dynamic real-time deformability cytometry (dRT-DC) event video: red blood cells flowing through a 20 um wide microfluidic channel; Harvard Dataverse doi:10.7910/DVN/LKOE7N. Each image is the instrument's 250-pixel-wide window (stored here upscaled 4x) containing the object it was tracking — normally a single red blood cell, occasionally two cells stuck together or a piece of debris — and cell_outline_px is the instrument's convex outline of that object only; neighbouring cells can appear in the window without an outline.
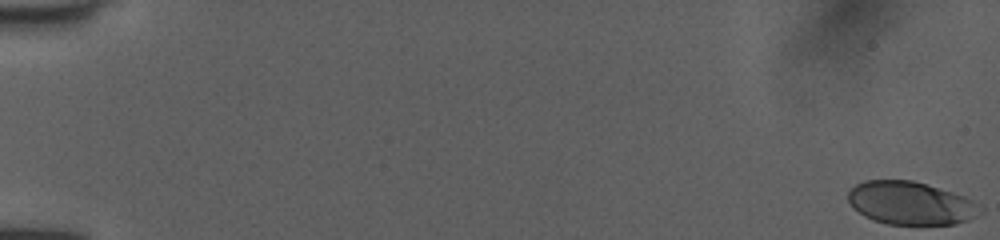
{"species": "human", "species_latin": "Homo sapiens", "temperature_condition": "room temperature", "stored_images_in_passage": 52, "camera_frame_rate_fps": 3000, "um_per_image_px": 0.085, "donor": {"sex": "female"}, "frame": {"image": 1, "passage_image": 1, "time_ms": 0.0, "image_size_px": [1000, 240], "cell_outline_px": [[984, 212], [968, 220], [956, 224], [888, 224], [872, 220], [864, 216], [852, 208], [848, 200], [848, 192], [856, 184], [864, 180], [912, 180], [952, 192], [964, 196], [972, 200]], "centroid_in_image_um": [77.37, 17.27], "position_along_channel_um": 7.6, "area_um2": 33.12}}
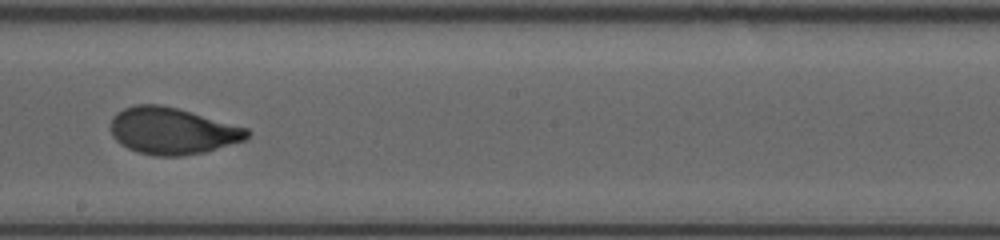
{"frame": {"image": 2, "passage_image": 32, "time_ms": 10.333, "image_size_px": [1000, 240], "cell_outline_px": [[252, 132], [244, 140], [204, 152], [180, 156], [156, 156], [136, 152], [120, 144], [112, 136], [112, 116], [116, 112], [132, 104], [160, 104], [176, 108], [248, 128]], "centroid_in_image_um": [14.62, 11.12], "position_along_channel_um": 233.6, "area_um2": 37.05}}
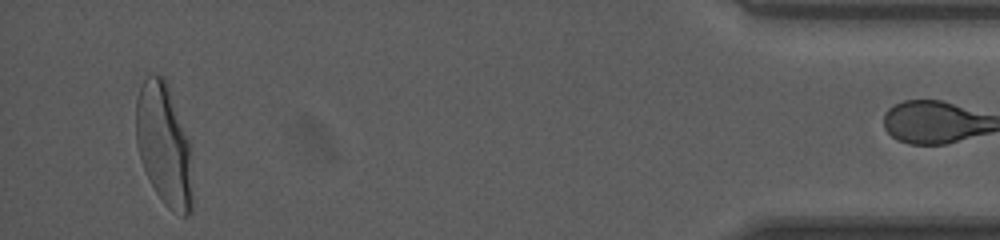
{"frame": {"image": 3, "passage_image": 51, "time_ms": 16.667, "image_size_px": [1000, 240], "cell_outline_px": [[192, 212], [188, 216], [180, 216], [168, 208], [164, 204], [156, 192], [144, 168], [136, 144], [136, 96], [144, 80], [148, 76], [160, 76], [168, 84], [188, 140], [192, 200]], "centroid_in_image_um": [13.92, 12.34], "position_along_channel_um": 421.3, "area_um2": 39.42}}